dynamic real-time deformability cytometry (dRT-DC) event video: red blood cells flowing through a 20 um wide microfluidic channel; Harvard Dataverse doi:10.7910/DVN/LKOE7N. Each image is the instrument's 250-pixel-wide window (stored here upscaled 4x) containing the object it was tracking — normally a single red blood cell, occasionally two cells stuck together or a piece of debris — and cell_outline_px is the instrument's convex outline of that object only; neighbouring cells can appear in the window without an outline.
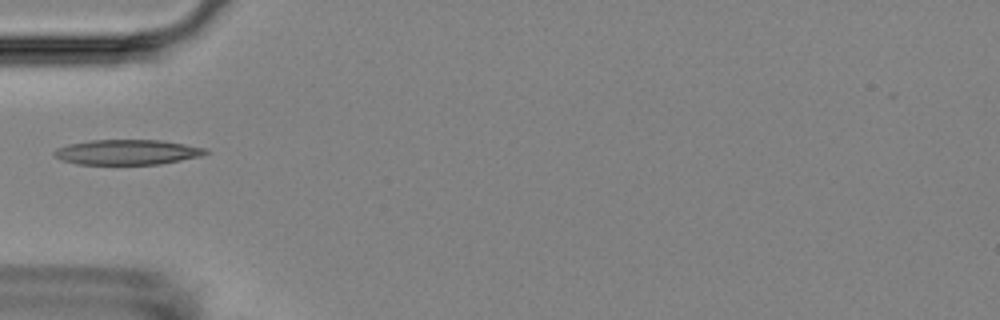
{"species": "Egyptian fruit bat (a non-hibernating species)", "species_latin": "Rousettus aegyptiacus", "temperature_condition": "room temperature", "stored_images_in_passage": 9, "camera_frame_rate_fps": 3000, "um_per_image_px": 0.085, "animal": {"sex": "female"}, "frame": {"image": 1, "passage_image": 4, "time_ms": 3.333, "image_size_px": [1000, 320], "cell_outline_px": [[208, 152], [200, 156], [160, 164], [76, 164], [64, 160], [56, 156], [52, 152], [56, 148], [68, 144], [92, 140], [160, 140], [208, 148]], "centroid_in_image_um": [10.81, 12.93], "position_along_channel_um": 74.2, "area_um2": 21.96}}
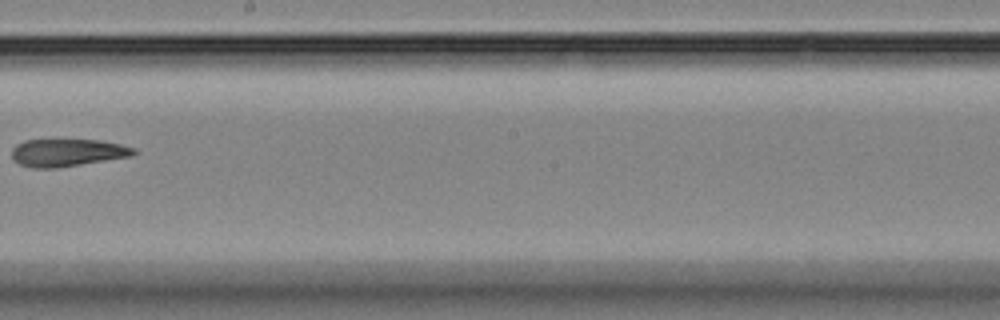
{"frame": {"image": 2, "passage_image": 8, "time_ms": 8.0, "image_size_px": [1000, 320], "cell_outline_px": [[136, 152], [132, 156], [56, 168], [32, 168], [20, 164], [12, 160], [12, 148], [16, 144], [24, 140], [100, 140], [120, 144], [136, 148]], "centroid_in_image_um": [5.7, 12.97], "position_along_channel_um": 242.5, "area_um2": 19.59}}
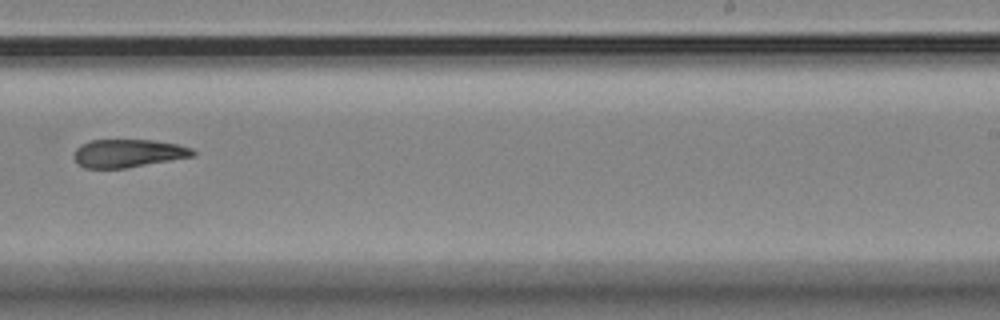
{"frame": {"image": 3, "passage_image": 9, "time_ms": 9.0, "image_size_px": [1000, 320], "cell_outline_px": [[196, 156], [128, 168], [84, 168], [72, 156], [76, 148], [80, 144], [92, 140], [152, 140], [176, 144], [192, 148], [196, 152]], "centroid_in_image_um": [10.91, 13.03], "position_along_channel_um": 278.1, "area_um2": 19.59}}